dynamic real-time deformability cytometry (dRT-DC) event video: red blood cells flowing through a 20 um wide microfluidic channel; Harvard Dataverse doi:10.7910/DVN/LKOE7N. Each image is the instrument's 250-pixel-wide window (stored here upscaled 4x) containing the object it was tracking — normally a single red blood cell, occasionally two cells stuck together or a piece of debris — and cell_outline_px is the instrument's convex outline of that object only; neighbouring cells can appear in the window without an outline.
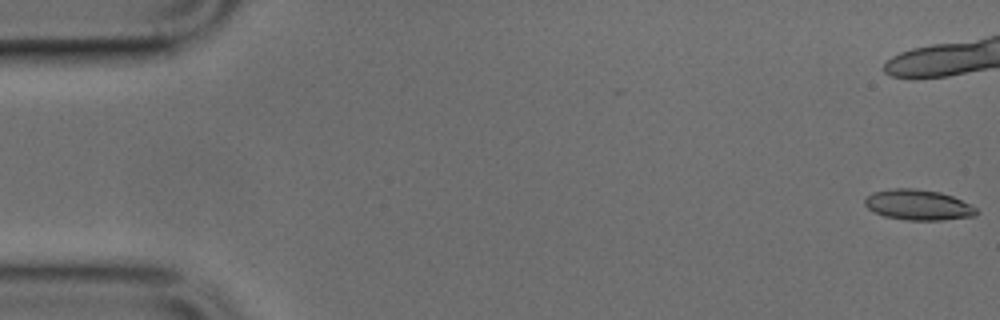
{"species": "common noctule bat (a hibernating species)", "species_latin": "Nyctalus noctula", "temperature_condition": "cold", "stored_images_in_passage": 50, "camera_frame_rate_fps": 3000, "um_per_image_px": 0.085, "animal": {"sex": "male", "body_mass_g": 17.9, "forearm_length_mm": 54.2}, "frame": {"image": 1, "passage_image": 1, "time_ms": 0.0, "image_size_px": [1000, 320], "cell_outline_px": [[980, 212], [976, 216], [940, 220], [908, 220], [884, 216], [868, 208], [864, 204], [864, 200], [872, 192], [892, 188], [916, 188], [940, 192], [952, 196], [976, 208]], "centroid_in_image_um": [78.05, 17.41], "position_along_channel_um": 7.0, "area_um2": 19.77}}